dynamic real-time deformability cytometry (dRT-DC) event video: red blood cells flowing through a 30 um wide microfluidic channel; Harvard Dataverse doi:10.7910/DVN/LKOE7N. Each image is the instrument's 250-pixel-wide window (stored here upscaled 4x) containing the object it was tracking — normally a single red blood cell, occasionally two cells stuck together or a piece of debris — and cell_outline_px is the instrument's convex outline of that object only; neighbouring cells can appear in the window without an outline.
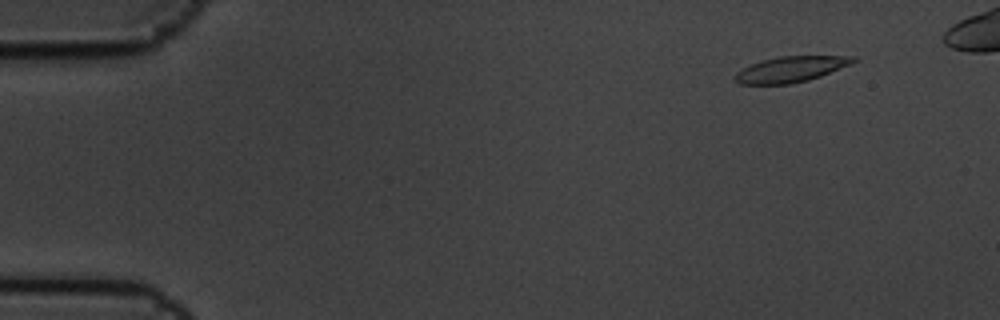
{"species": "common noctule bat (a hibernating species)", "species_latin": "Nyctalus noctula", "temperature_condition": "cold", "stored_images_in_passage": 6, "camera_frame_rate_fps": 3000, "um_per_image_px": 0.085, "animal": {"sex": "male", "body_mass_g": 19.5, "forearm_length_mm": 54.6}, "frame": {"image": 1, "passage_image": 2, "time_ms": 0.333, "image_size_px": [1000, 320], "cell_outline_px": [[860, 60], [820, 76], [808, 80], [792, 84], [740, 84], [732, 76], [736, 72], [752, 64], [764, 60], [780, 56], [856, 56]], "centroid_in_image_um": [67.24, 5.89], "position_along_channel_um": 17.8, "area_um2": 17.57}}